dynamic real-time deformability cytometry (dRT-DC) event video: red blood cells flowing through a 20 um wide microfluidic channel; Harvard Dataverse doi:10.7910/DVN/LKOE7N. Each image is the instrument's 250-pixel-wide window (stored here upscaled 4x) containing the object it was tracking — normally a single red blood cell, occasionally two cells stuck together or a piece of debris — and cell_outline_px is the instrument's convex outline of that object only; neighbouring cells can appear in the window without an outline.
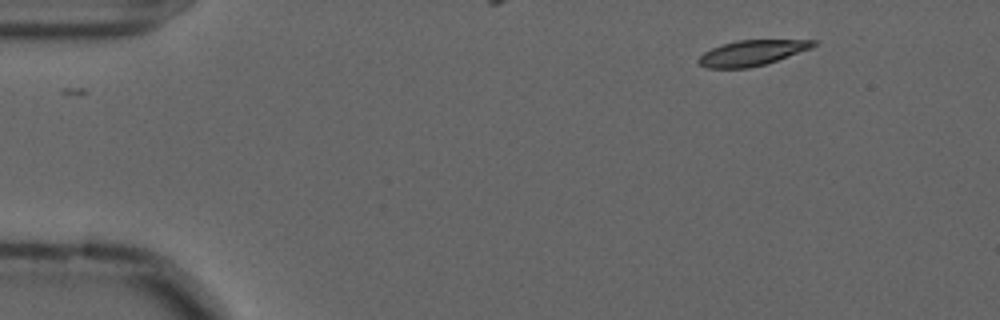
{"species": "common noctule bat (a hibernating species)", "species_latin": "Nyctalus noctula", "temperature_condition": "cold", "stored_images_in_passage": 10, "camera_frame_rate_fps": 3000, "um_per_image_px": 0.085, "animal": {"sex": "male", "forearm_length_mm": 52.5}, "frame": {"image": 1, "passage_image": 1, "time_ms": 0.0, "image_size_px": [1000, 320], "cell_outline_px": [[816, 44], [812, 48], [764, 64], [748, 68], [704, 68], [696, 60], [704, 52], [720, 44], [736, 40], [816, 40]], "centroid_in_image_um": [63.87, 4.49], "position_along_channel_um": 21.1, "area_um2": 16.94}}